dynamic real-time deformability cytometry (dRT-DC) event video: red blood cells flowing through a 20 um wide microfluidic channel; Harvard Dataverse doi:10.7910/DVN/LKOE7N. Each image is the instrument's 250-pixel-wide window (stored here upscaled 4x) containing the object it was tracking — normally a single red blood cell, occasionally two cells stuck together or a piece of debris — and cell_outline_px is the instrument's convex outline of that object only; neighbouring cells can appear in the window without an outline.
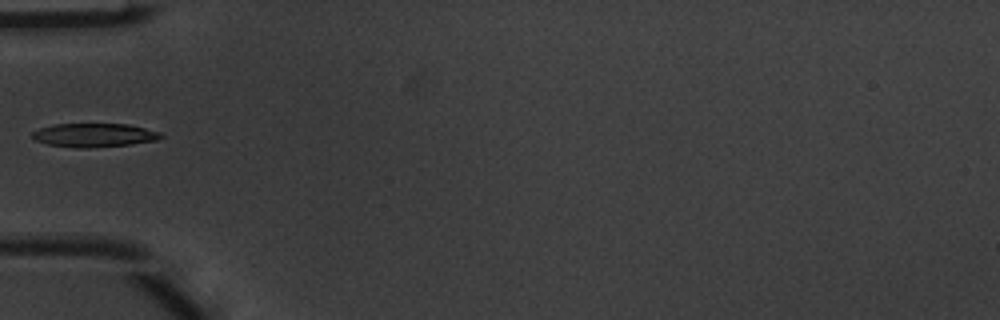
{"species": "common noctule bat (a hibernating species)", "species_latin": "Nyctalus noctula", "temperature_condition": "warm", "stored_images_in_passage": 7, "camera_frame_rate_fps": 3000, "um_per_image_px": 0.085, "animal": {"sex": "male", "body_mass_g": 20.1, "forearm_length_mm": 53.5}, "frame": {"image": 1, "passage_image": 5, "time_ms": 1.333, "image_size_px": [1000, 320], "cell_outline_px": [[164, 136], [156, 140], [132, 144], [88, 148], [76, 148], [48, 144], [32, 140], [32, 132], [40, 128], [52, 124], [128, 124], [160, 132]], "centroid_in_image_um": [7.97, 11.49], "position_along_channel_um": 77.0, "area_um2": 17.8}}
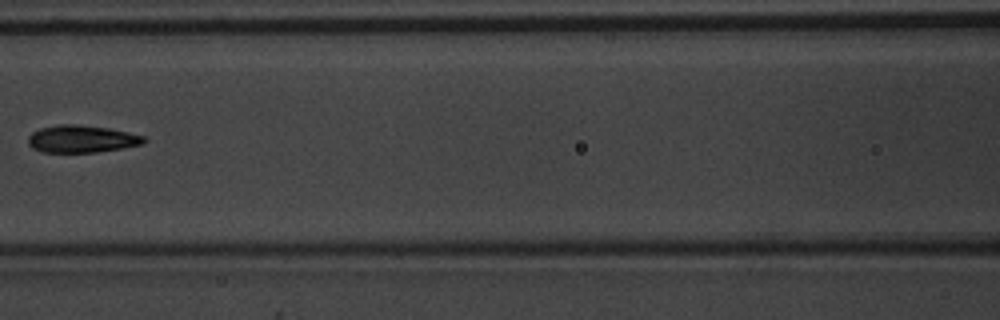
{"frame": {"image": 2, "passage_image": 7, "time_ms": 2.0, "image_size_px": [1000, 320], "cell_outline_px": [[148, 140], [144, 144], [124, 148], [96, 152], [40, 152], [32, 148], [28, 144], [28, 136], [32, 132], [40, 128], [56, 124], [76, 124], [108, 128], [128, 132], [144, 136]], "centroid_in_image_um": [6.94, 11.81], "position_along_channel_um": 159.7, "area_um2": 18.67}}